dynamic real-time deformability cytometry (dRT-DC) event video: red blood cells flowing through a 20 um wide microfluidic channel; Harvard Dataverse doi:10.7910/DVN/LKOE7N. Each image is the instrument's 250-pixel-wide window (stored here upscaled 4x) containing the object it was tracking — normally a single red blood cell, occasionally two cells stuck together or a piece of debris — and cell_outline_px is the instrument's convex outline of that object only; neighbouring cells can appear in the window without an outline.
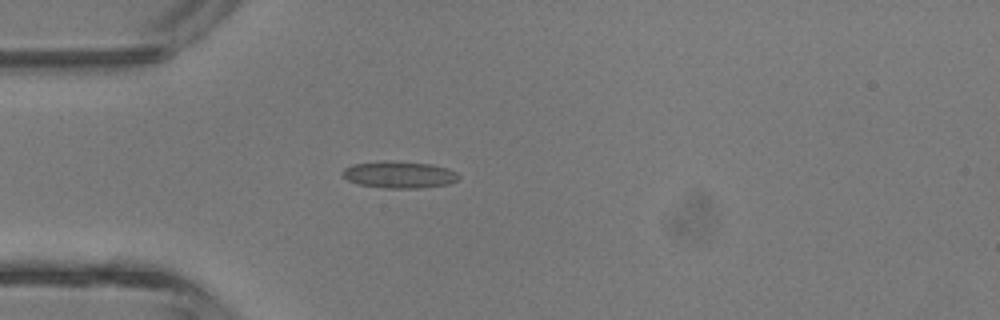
{"species": "common noctule bat (a hibernating species)", "species_latin": "Nyctalus noctula", "temperature_condition": "room temperature", "stored_images_in_passage": 2, "camera_frame_rate_fps": 3000, "um_per_image_px": 0.085, "animal": {"sex": "male", "body_mass_g": 13.3}, "frame": {"image": 1, "passage_image": 2, "time_ms": 2.0, "image_size_px": [1000, 320], "cell_outline_px": [[460, 176], [456, 180], [448, 184], [420, 188], [384, 188], [360, 184], [348, 180], [340, 172], [344, 168], [352, 164], [380, 160], [384, 160], [432, 164], [448, 168], [456, 172]], "centroid_in_image_um": [33.91, 14.83], "position_along_channel_um": 51.1, "area_um2": 18.26}}